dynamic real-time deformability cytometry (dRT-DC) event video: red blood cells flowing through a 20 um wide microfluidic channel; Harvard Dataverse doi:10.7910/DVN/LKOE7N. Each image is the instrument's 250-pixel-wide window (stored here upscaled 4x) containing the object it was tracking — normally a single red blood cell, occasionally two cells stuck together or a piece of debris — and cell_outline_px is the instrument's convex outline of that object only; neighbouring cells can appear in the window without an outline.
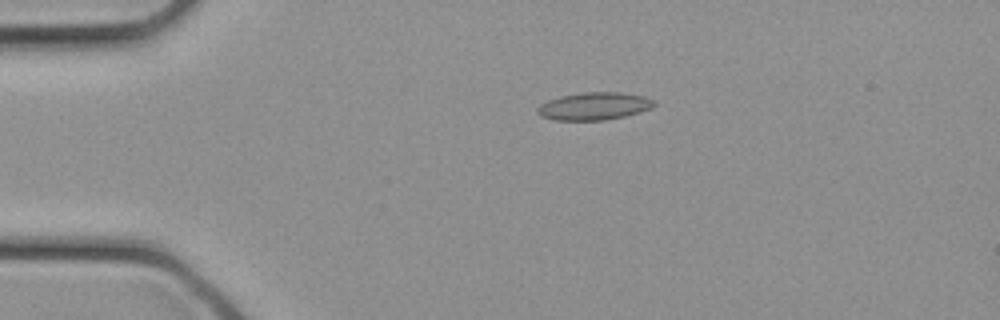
{"species": "common noctule bat (a hibernating species)", "species_latin": "Nyctalus noctula", "temperature_condition": "cold", "stored_images_in_passage": 32, "camera_frame_rate_fps": 3000, "um_per_image_px": 0.085, "animal": {"sex": "female", "body_mass_g": 21.9}, "frame": {"image": 1, "passage_image": 7, "time_ms": 2.0, "image_size_px": [1000, 320], "cell_outline_px": [[656, 104], [652, 108], [640, 112], [624, 116], [604, 120], [556, 120], [540, 116], [536, 112], [536, 108], [540, 104], [548, 100], [560, 96], [584, 92], [620, 92], [644, 96], [656, 100]], "centroid_in_image_um": [50.51, 9.02], "position_along_channel_um": 34.5, "area_um2": 18.9}}
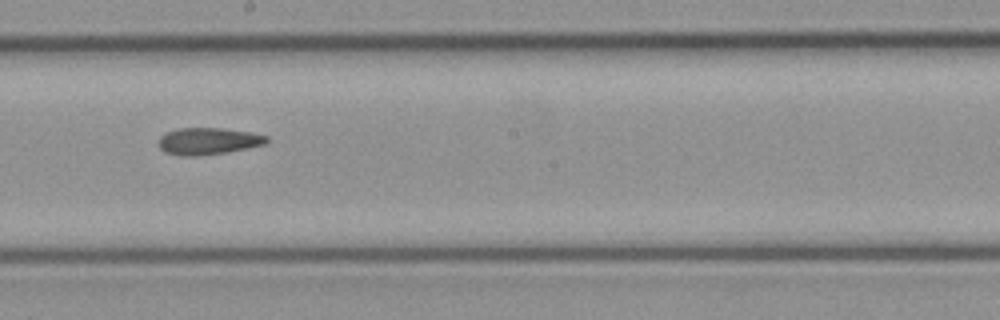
{"frame": {"image": 2, "passage_image": 18, "time_ms": 5.667, "image_size_px": [1000, 320], "cell_outline_px": [[272, 140], [268, 144], [228, 152], [200, 156], [180, 156], [164, 152], [156, 144], [156, 140], [160, 136], [168, 132], [180, 128], [220, 128], [252, 132], [268, 136]], "centroid_in_image_um": [17.72, 12.01], "position_along_channel_um": 230.5, "area_um2": 17.4}}
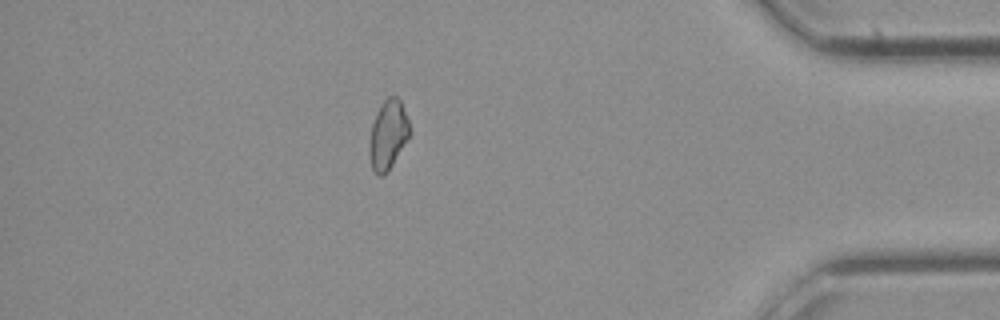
{"frame": {"image": 3, "passage_image": 28, "time_ms": 9.0, "image_size_px": [1000, 320], "cell_outline_px": [[412, 132], [392, 164], [384, 176], [380, 176], [372, 168], [368, 152], [368, 144], [372, 124], [376, 112], [380, 104], [388, 96], [396, 96], [400, 100], [408, 120]], "centroid_in_image_um": [32.97, 11.44], "position_along_channel_um": 402.2, "area_um2": 16.3}}